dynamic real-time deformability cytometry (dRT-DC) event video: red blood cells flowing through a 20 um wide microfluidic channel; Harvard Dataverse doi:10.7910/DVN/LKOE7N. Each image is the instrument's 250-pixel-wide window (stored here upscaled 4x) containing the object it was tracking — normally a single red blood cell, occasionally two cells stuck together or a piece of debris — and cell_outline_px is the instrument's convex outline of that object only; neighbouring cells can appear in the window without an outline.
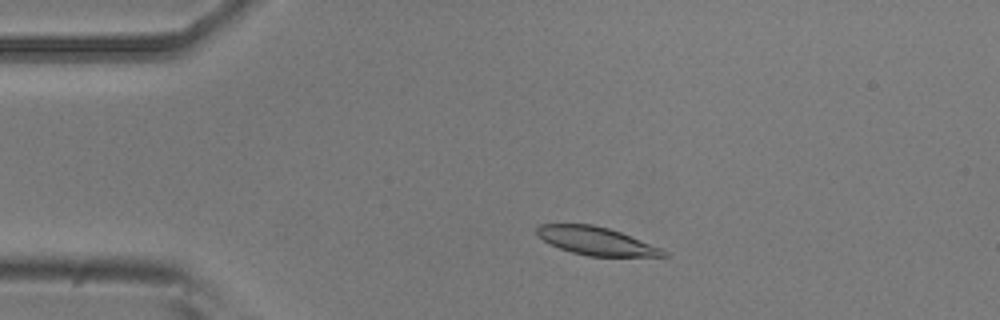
{"species": "common noctule bat (a hibernating species)", "species_latin": "Nyctalus noctula", "temperature_condition": "room temperature", "stored_images_in_passage": 32, "camera_frame_rate_fps": 3000, "um_per_image_px": 0.085, "animal": {"sex": "male", "body_mass_g": 20.5, "forearm_length_mm": 52.5}, "frame": {"image": 1, "passage_image": 9, "time_ms": 2.667, "image_size_px": [1000, 320], "cell_outline_px": [[668, 256], [588, 256], [572, 252], [560, 248], [544, 240], [536, 232], [536, 228], [540, 224], [592, 224], [608, 228], [620, 232], [660, 248], [668, 252]], "centroid_in_image_um": [50.67, 20.48], "position_along_channel_um": 34.3, "area_um2": 20.29}}
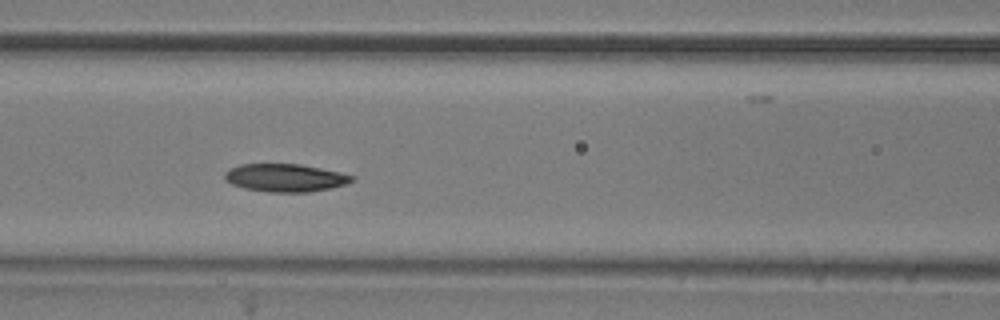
{"frame": {"image": 2, "passage_image": 21, "time_ms": 6.667, "image_size_px": [1000, 320], "cell_outline_px": [[356, 180], [344, 184], [328, 188], [308, 192], [268, 192], [244, 188], [232, 184], [224, 180], [224, 172], [240, 164], [300, 164], [340, 172], [356, 176]], "centroid_in_image_um": [24.24, 15.11], "position_along_channel_um": 142.4, "area_um2": 20.63}}
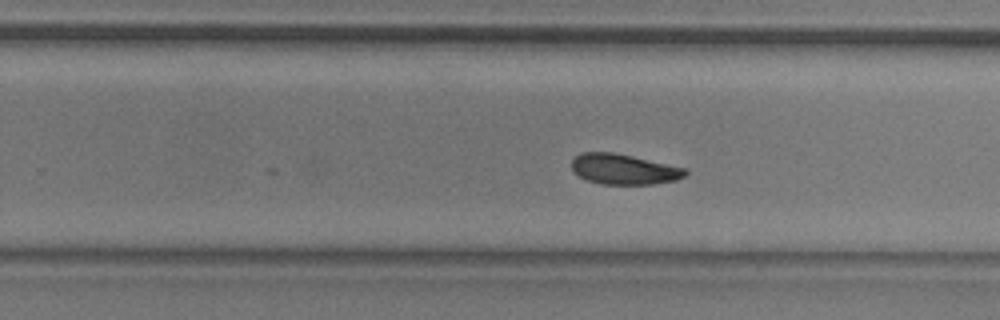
{"frame": {"image": 3, "passage_image": 32, "time_ms": 10.333, "image_size_px": [1000, 320], "cell_outline_px": [[688, 172], [684, 176], [676, 180], [652, 184], [604, 184], [588, 180], [572, 172], [572, 160], [580, 152], [612, 152], [684, 168]], "centroid_in_image_um": [52.98, 14.38], "position_along_channel_um": 276.8, "area_um2": 19.77}}